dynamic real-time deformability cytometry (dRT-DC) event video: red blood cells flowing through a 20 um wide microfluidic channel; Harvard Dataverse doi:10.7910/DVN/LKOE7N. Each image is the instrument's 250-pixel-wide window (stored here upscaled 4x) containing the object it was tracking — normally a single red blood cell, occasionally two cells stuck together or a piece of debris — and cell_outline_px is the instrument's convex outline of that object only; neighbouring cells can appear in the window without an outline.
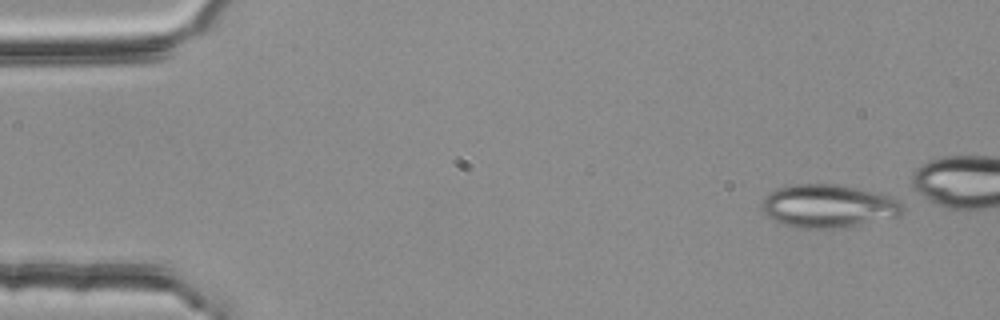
{"species": "common noctule bat (a hibernating species)", "species_latin": "Nyctalus noctula", "temperature_condition": "room temperature", "stored_images_in_passage": 45, "camera_frame_rate_fps": 3000, "um_per_image_px": 0.085, "animal": {"sex": "female", "body_mass_g": 25.1}, "frame": {"image": 1, "passage_image": 1, "time_ms": 0.0, "image_size_px": [1000, 320], "cell_outline_px": [[904, 212], [900, 216], [844, 228], [800, 228], [784, 224], [768, 216], [760, 208], [760, 204], [764, 196], [768, 192], [776, 188], [796, 184], [840, 184], [888, 196], [896, 200], [904, 208]], "centroid_in_image_um": [70.37, 17.52], "position_along_channel_um": 14.6, "area_um2": 35.43}}
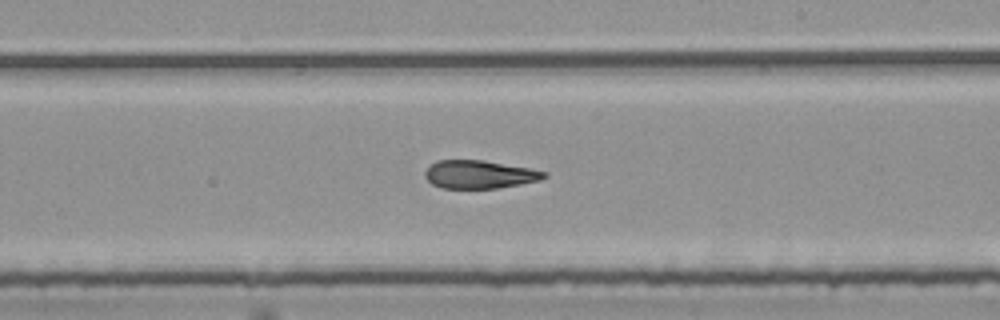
{"frame": {"image": 2, "passage_image": 29, "time_ms": 9.333, "image_size_px": [1000, 320], "cell_outline_px": [[548, 176], [540, 180], [520, 184], [496, 188], [440, 188], [432, 184], [424, 176], [424, 172], [436, 160], [484, 160], [528, 168], [548, 172]], "centroid_in_image_um": [40.75, 14.82], "position_along_channel_um": 248.3, "area_um2": 19.48}}
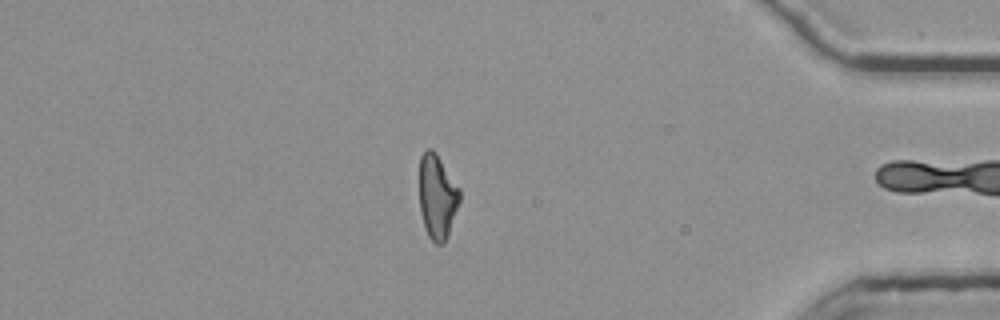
{"frame": {"image": 3, "passage_image": 44, "time_ms": 14.333, "image_size_px": [1000, 320], "cell_outline_px": [[460, 200], [448, 236], [444, 244], [436, 244], [428, 236], [424, 228], [420, 212], [420, 156], [428, 148], [432, 148], [436, 152], [460, 188]], "centroid_in_image_um": [37.17, 16.73], "position_along_channel_um": 398.0, "area_um2": 20.0}, "authors_computed_cell_mechanics": {"area_um2": 20.9236, "velocity_mm_per_s": 3.7667, "shape_relaxation_time_tau1_ms": null, "shape_relaxation_time_tau2_ms": 5.8744, "deformation_change_tau1": null, "deformation_change_tau2": 0.1529}}